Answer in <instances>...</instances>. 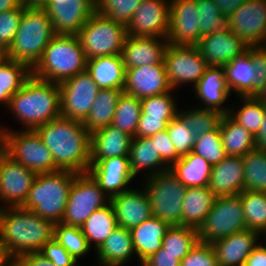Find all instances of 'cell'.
Returning a JSON list of instances; mask_svg holds the SVG:
<instances>
[{
	"label": "cell",
	"instance_id": "cell-1",
	"mask_svg": "<svg viewBox=\"0 0 266 266\" xmlns=\"http://www.w3.org/2000/svg\"><path fill=\"white\" fill-rule=\"evenodd\" d=\"M59 170L88 173L90 133L81 121L59 116L35 129Z\"/></svg>",
	"mask_w": 266,
	"mask_h": 266
},
{
	"label": "cell",
	"instance_id": "cell-2",
	"mask_svg": "<svg viewBox=\"0 0 266 266\" xmlns=\"http://www.w3.org/2000/svg\"><path fill=\"white\" fill-rule=\"evenodd\" d=\"M54 223L23 207L0 206V244L15 259L40 252L53 239Z\"/></svg>",
	"mask_w": 266,
	"mask_h": 266
},
{
	"label": "cell",
	"instance_id": "cell-3",
	"mask_svg": "<svg viewBox=\"0 0 266 266\" xmlns=\"http://www.w3.org/2000/svg\"><path fill=\"white\" fill-rule=\"evenodd\" d=\"M7 108L21 121L22 130H35L61 116L59 84L31 75L10 98Z\"/></svg>",
	"mask_w": 266,
	"mask_h": 266
},
{
	"label": "cell",
	"instance_id": "cell-4",
	"mask_svg": "<svg viewBox=\"0 0 266 266\" xmlns=\"http://www.w3.org/2000/svg\"><path fill=\"white\" fill-rule=\"evenodd\" d=\"M87 58L77 35L55 34L32 69L38 79L61 83L86 70Z\"/></svg>",
	"mask_w": 266,
	"mask_h": 266
},
{
	"label": "cell",
	"instance_id": "cell-5",
	"mask_svg": "<svg viewBox=\"0 0 266 266\" xmlns=\"http://www.w3.org/2000/svg\"><path fill=\"white\" fill-rule=\"evenodd\" d=\"M54 35L46 9L24 8L14 41L5 57L24 63L32 70Z\"/></svg>",
	"mask_w": 266,
	"mask_h": 266
},
{
	"label": "cell",
	"instance_id": "cell-6",
	"mask_svg": "<svg viewBox=\"0 0 266 266\" xmlns=\"http://www.w3.org/2000/svg\"><path fill=\"white\" fill-rule=\"evenodd\" d=\"M77 173L58 170L39 173L32 182L28 196L21 206L54 224L60 223L68 202V194Z\"/></svg>",
	"mask_w": 266,
	"mask_h": 266
},
{
	"label": "cell",
	"instance_id": "cell-7",
	"mask_svg": "<svg viewBox=\"0 0 266 266\" xmlns=\"http://www.w3.org/2000/svg\"><path fill=\"white\" fill-rule=\"evenodd\" d=\"M127 28L124 24L110 20L95 10L77 34L87 60L110 55H121Z\"/></svg>",
	"mask_w": 266,
	"mask_h": 266
},
{
	"label": "cell",
	"instance_id": "cell-8",
	"mask_svg": "<svg viewBox=\"0 0 266 266\" xmlns=\"http://www.w3.org/2000/svg\"><path fill=\"white\" fill-rule=\"evenodd\" d=\"M152 215L171 226H182L183 198L187 187L170 170L144 178Z\"/></svg>",
	"mask_w": 266,
	"mask_h": 266
},
{
	"label": "cell",
	"instance_id": "cell-9",
	"mask_svg": "<svg viewBox=\"0 0 266 266\" xmlns=\"http://www.w3.org/2000/svg\"><path fill=\"white\" fill-rule=\"evenodd\" d=\"M0 133L5 138L8 156L15 162L22 164L36 174L59 170L54 163L51 152L35 130L13 131L0 126Z\"/></svg>",
	"mask_w": 266,
	"mask_h": 266
},
{
	"label": "cell",
	"instance_id": "cell-10",
	"mask_svg": "<svg viewBox=\"0 0 266 266\" xmlns=\"http://www.w3.org/2000/svg\"><path fill=\"white\" fill-rule=\"evenodd\" d=\"M247 229L240 194L216 197L210 212L198 228V240L212 243Z\"/></svg>",
	"mask_w": 266,
	"mask_h": 266
},
{
	"label": "cell",
	"instance_id": "cell-11",
	"mask_svg": "<svg viewBox=\"0 0 266 266\" xmlns=\"http://www.w3.org/2000/svg\"><path fill=\"white\" fill-rule=\"evenodd\" d=\"M110 203V198L89 173L77 174L68 194L62 223L81 227L97 209Z\"/></svg>",
	"mask_w": 266,
	"mask_h": 266
},
{
	"label": "cell",
	"instance_id": "cell-12",
	"mask_svg": "<svg viewBox=\"0 0 266 266\" xmlns=\"http://www.w3.org/2000/svg\"><path fill=\"white\" fill-rule=\"evenodd\" d=\"M164 65L173 90L185 83L194 87L209 66L197 46L172 44L166 47Z\"/></svg>",
	"mask_w": 266,
	"mask_h": 266
},
{
	"label": "cell",
	"instance_id": "cell-13",
	"mask_svg": "<svg viewBox=\"0 0 266 266\" xmlns=\"http://www.w3.org/2000/svg\"><path fill=\"white\" fill-rule=\"evenodd\" d=\"M62 117L83 122L90 112L99 89L87 70L59 83Z\"/></svg>",
	"mask_w": 266,
	"mask_h": 266
},
{
	"label": "cell",
	"instance_id": "cell-14",
	"mask_svg": "<svg viewBox=\"0 0 266 266\" xmlns=\"http://www.w3.org/2000/svg\"><path fill=\"white\" fill-rule=\"evenodd\" d=\"M200 14L196 0H172L166 39L172 45L196 46L200 41Z\"/></svg>",
	"mask_w": 266,
	"mask_h": 266
},
{
	"label": "cell",
	"instance_id": "cell-15",
	"mask_svg": "<svg viewBox=\"0 0 266 266\" xmlns=\"http://www.w3.org/2000/svg\"><path fill=\"white\" fill-rule=\"evenodd\" d=\"M228 28L248 46H262L266 37V0H246L228 18Z\"/></svg>",
	"mask_w": 266,
	"mask_h": 266
},
{
	"label": "cell",
	"instance_id": "cell-16",
	"mask_svg": "<svg viewBox=\"0 0 266 266\" xmlns=\"http://www.w3.org/2000/svg\"><path fill=\"white\" fill-rule=\"evenodd\" d=\"M45 9L55 34L77 35L95 11V1L48 0Z\"/></svg>",
	"mask_w": 266,
	"mask_h": 266
},
{
	"label": "cell",
	"instance_id": "cell-17",
	"mask_svg": "<svg viewBox=\"0 0 266 266\" xmlns=\"http://www.w3.org/2000/svg\"><path fill=\"white\" fill-rule=\"evenodd\" d=\"M169 6L168 0H142L126 26L128 35L166 38Z\"/></svg>",
	"mask_w": 266,
	"mask_h": 266
},
{
	"label": "cell",
	"instance_id": "cell-18",
	"mask_svg": "<svg viewBox=\"0 0 266 266\" xmlns=\"http://www.w3.org/2000/svg\"><path fill=\"white\" fill-rule=\"evenodd\" d=\"M36 175L35 172L15 162L7 155L0 166V202L2 205L22 206Z\"/></svg>",
	"mask_w": 266,
	"mask_h": 266
},
{
	"label": "cell",
	"instance_id": "cell-19",
	"mask_svg": "<svg viewBox=\"0 0 266 266\" xmlns=\"http://www.w3.org/2000/svg\"><path fill=\"white\" fill-rule=\"evenodd\" d=\"M123 91L143 99L172 91L164 63L125 68Z\"/></svg>",
	"mask_w": 266,
	"mask_h": 266
},
{
	"label": "cell",
	"instance_id": "cell-20",
	"mask_svg": "<svg viewBox=\"0 0 266 266\" xmlns=\"http://www.w3.org/2000/svg\"><path fill=\"white\" fill-rule=\"evenodd\" d=\"M196 46L209 66H225L249 47L229 28L202 36Z\"/></svg>",
	"mask_w": 266,
	"mask_h": 266
},
{
	"label": "cell",
	"instance_id": "cell-21",
	"mask_svg": "<svg viewBox=\"0 0 266 266\" xmlns=\"http://www.w3.org/2000/svg\"><path fill=\"white\" fill-rule=\"evenodd\" d=\"M88 173L99 184L104 193L112 198L123 191L134 180L129 166V157H109L90 164Z\"/></svg>",
	"mask_w": 266,
	"mask_h": 266
},
{
	"label": "cell",
	"instance_id": "cell-22",
	"mask_svg": "<svg viewBox=\"0 0 266 266\" xmlns=\"http://www.w3.org/2000/svg\"><path fill=\"white\" fill-rule=\"evenodd\" d=\"M137 189L130 188L110 198L117 225L129 230L153 216L145 188Z\"/></svg>",
	"mask_w": 266,
	"mask_h": 266
},
{
	"label": "cell",
	"instance_id": "cell-23",
	"mask_svg": "<svg viewBox=\"0 0 266 266\" xmlns=\"http://www.w3.org/2000/svg\"><path fill=\"white\" fill-rule=\"evenodd\" d=\"M260 235L258 231L247 228L210 243L219 266H244L258 245Z\"/></svg>",
	"mask_w": 266,
	"mask_h": 266
},
{
	"label": "cell",
	"instance_id": "cell-24",
	"mask_svg": "<svg viewBox=\"0 0 266 266\" xmlns=\"http://www.w3.org/2000/svg\"><path fill=\"white\" fill-rule=\"evenodd\" d=\"M195 96L207 110L219 111L223 115L229 113L230 105H225L231 92L228 88L223 66H208L197 84L192 87ZM224 104V105H223ZM224 106V107H223Z\"/></svg>",
	"mask_w": 266,
	"mask_h": 266
},
{
	"label": "cell",
	"instance_id": "cell-25",
	"mask_svg": "<svg viewBox=\"0 0 266 266\" xmlns=\"http://www.w3.org/2000/svg\"><path fill=\"white\" fill-rule=\"evenodd\" d=\"M168 44L166 38L127 35L121 52L125 68L164 63Z\"/></svg>",
	"mask_w": 266,
	"mask_h": 266
},
{
	"label": "cell",
	"instance_id": "cell-26",
	"mask_svg": "<svg viewBox=\"0 0 266 266\" xmlns=\"http://www.w3.org/2000/svg\"><path fill=\"white\" fill-rule=\"evenodd\" d=\"M208 188L216 197L242 193L244 191L243 157L227 156L213 165Z\"/></svg>",
	"mask_w": 266,
	"mask_h": 266
},
{
	"label": "cell",
	"instance_id": "cell-27",
	"mask_svg": "<svg viewBox=\"0 0 266 266\" xmlns=\"http://www.w3.org/2000/svg\"><path fill=\"white\" fill-rule=\"evenodd\" d=\"M132 136L109 125L90 134V164L109 157H128Z\"/></svg>",
	"mask_w": 266,
	"mask_h": 266
},
{
	"label": "cell",
	"instance_id": "cell-28",
	"mask_svg": "<svg viewBox=\"0 0 266 266\" xmlns=\"http://www.w3.org/2000/svg\"><path fill=\"white\" fill-rule=\"evenodd\" d=\"M170 226L169 223L151 216L130 229L133 247L138 261H140V266L145 259L162 247L163 238Z\"/></svg>",
	"mask_w": 266,
	"mask_h": 266
},
{
	"label": "cell",
	"instance_id": "cell-29",
	"mask_svg": "<svg viewBox=\"0 0 266 266\" xmlns=\"http://www.w3.org/2000/svg\"><path fill=\"white\" fill-rule=\"evenodd\" d=\"M86 70L99 90L124 88L126 69L121 55L89 59Z\"/></svg>",
	"mask_w": 266,
	"mask_h": 266
},
{
	"label": "cell",
	"instance_id": "cell-30",
	"mask_svg": "<svg viewBox=\"0 0 266 266\" xmlns=\"http://www.w3.org/2000/svg\"><path fill=\"white\" fill-rule=\"evenodd\" d=\"M136 255L129 229L117 226L96 250L99 266H123Z\"/></svg>",
	"mask_w": 266,
	"mask_h": 266
},
{
	"label": "cell",
	"instance_id": "cell-31",
	"mask_svg": "<svg viewBox=\"0 0 266 266\" xmlns=\"http://www.w3.org/2000/svg\"><path fill=\"white\" fill-rule=\"evenodd\" d=\"M230 92L237 96H254L257 69L248 51L223 66Z\"/></svg>",
	"mask_w": 266,
	"mask_h": 266
},
{
	"label": "cell",
	"instance_id": "cell-32",
	"mask_svg": "<svg viewBox=\"0 0 266 266\" xmlns=\"http://www.w3.org/2000/svg\"><path fill=\"white\" fill-rule=\"evenodd\" d=\"M128 157L131 173L134 177L139 172L144 173L146 171L148 173L150 170L146 174L148 178L149 176L169 170V166L162 160L160 154L157 153L155 144L152 143L149 137H133Z\"/></svg>",
	"mask_w": 266,
	"mask_h": 266
},
{
	"label": "cell",
	"instance_id": "cell-33",
	"mask_svg": "<svg viewBox=\"0 0 266 266\" xmlns=\"http://www.w3.org/2000/svg\"><path fill=\"white\" fill-rule=\"evenodd\" d=\"M215 199V194L208 186L187 187L183 198L182 226L198 229L210 212Z\"/></svg>",
	"mask_w": 266,
	"mask_h": 266
},
{
	"label": "cell",
	"instance_id": "cell-34",
	"mask_svg": "<svg viewBox=\"0 0 266 266\" xmlns=\"http://www.w3.org/2000/svg\"><path fill=\"white\" fill-rule=\"evenodd\" d=\"M212 165L201 156L190 152L173 163L169 170L186 187H206L212 172Z\"/></svg>",
	"mask_w": 266,
	"mask_h": 266
},
{
	"label": "cell",
	"instance_id": "cell-35",
	"mask_svg": "<svg viewBox=\"0 0 266 266\" xmlns=\"http://www.w3.org/2000/svg\"><path fill=\"white\" fill-rule=\"evenodd\" d=\"M219 130L228 156H243L256 149V140L244 126L237 123L228 113L223 115Z\"/></svg>",
	"mask_w": 266,
	"mask_h": 266
},
{
	"label": "cell",
	"instance_id": "cell-36",
	"mask_svg": "<svg viewBox=\"0 0 266 266\" xmlns=\"http://www.w3.org/2000/svg\"><path fill=\"white\" fill-rule=\"evenodd\" d=\"M122 92L123 89L99 90L89 114L82 122L90 134L111 125Z\"/></svg>",
	"mask_w": 266,
	"mask_h": 266
},
{
	"label": "cell",
	"instance_id": "cell-37",
	"mask_svg": "<svg viewBox=\"0 0 266 266\" xmlns=\"http://www.w3.org/2000/svg\"><path fill=\"white\" fill-rule=\"evenodd\" d=\"M117 226L113 207L109 203L95 210L80 228L90 247L93 245L97 250Z\"/></svg>",
	"mask_w": 266,
	"mask_h": 266
},
{
	"label": "cell",
	"instance_id": "cell-38",
	"mask_svg": "<svg viewBox=\"0 0 266 266\" xmlns=\"http://www.w3.org/2000/svg\"><path fill=\"white\" fill-rule=\"evenodd\" d=\"M31 75L32 70L26 64L4 56L0 61V104L6 108Z\"/></svg>",
	"mask_w": 266,
	"mask_h": 266
},
{
	"label": "cell",
	"instance_id": "cell-39",
	"mask_svg": "<svg viewBox=\"0 0 266 266\" xmlns=\"http://www.w3.org/2000/svg\"><path fill=\"white\" fill-rule=\"evenodd\" d=\"M140 114L141 99L123 91L118 99L111 125L136 137Z\"/></svg>",
	"mask_w": 266,
	"mask_h": 266
},
{
	"label": "cell",
	"instance_id": "cell-40",
	"mask_svg": "<svg viewBox=\"0 0 266 266\" xmlns=\"http://www.w3.org/2000/svg\"><path fill=\"white\" fill-rule=\"evenodd\" d=\"M240 198L247 228L266 237V192L244 190Z\"/></svg>",
	"mask_w": 266,
	"mask_h": 266
},
{
	"label": "cell",
	"instance_id": "cell-41",
	"mask_svg": "<svg viewBox=\"0 0 266 266\" xmlns=\"http://www.w3.org/2000/svg\"><path fill=\"white\" fill-rule=\"evenodd\" d=\"M239 98H242L241 107L236 110L237 107L231 105L228 114L256 137L264 119L266 105L255 96H239Z\"/></svg>",
	"mask_w": 266,
	"mask_h": 266
},
{
	"label": "cell",
	"instance_id": "cell-42",
	"mask_svg": "<svg viewBox=\"0 0 266 266\" xmlns=\"http://www.w3.org/2000/svg\"><path fill=\"white\" fill-rule=\"evenodd\" d=\"M198 241V229L173 225L167 230L162 247L181 261Z\"/></svg>",
	"mask_w": 266,
	"mask_h": 266
},
{
	"label": "cell",
	"instance_id": "cell-43",
	"mask_svg": "<svg viewBox=\"0 0 266 266\" xmlns=\"http://www.w3.org/2000/svg\"><path fill=\"white\" fill-rule=\"evenodd\" d=\"M242 157L244 190L266 192V151L256 148Z\"/></svg>",
	"mask_w": 266,
	"mask_h": 266
},
{
	"label": "cell",
	"instance_id": "cell-44",
	"mask_svg": "<svg viewBox=\"0 0 266 266\" xmlns=\"http://www.w3.org/2000/svg\"><path fill=\"white\" fill-rule=\"evenodd\" d=\"M178 109L177 116L183 121L185 126L192 130L195 137L202 136L204 133L215 130L223 116L219 111L207 110L204 108H191L189 110Z\"/></svg>",
	"mask_w": 266,
	"mask_h": 266
},
{
	"label": "cell",
	"instance_id": "cell-45",
	"mask_svg": "<svg viewBox=\"0 0 266 266\" xmlns=\"http://www.w3.org/2000/svg\"><path fill=\"white\" fill-rule=\"evenodd\" d=\"M53 238L62 245L77 262L91 250L80 227L66 225L62 222L56 223L54 225Z\"/></svg>",
	"mask_w": 266,
	"mask_h": 266
},
{
	"label": "cell",
	"instance_id": "cell-46",
	"mask_svg": "<svg viewBox=\"0 0 266 266\" xmlns=\"http://www.w3.org/2000/svg\"><path fill=\"white\" fill-rule=\"evenodd\" d=\"M192 153L201 156L212 166L225 159L228 155L223 147L219 126L213 131L196 137Z\"/></svg>",
	"mask_w": 266,
	"mask_h": 266
},
{
	"label": "cell",
	"instance_id": "cell-47",
	"mask_svg": "<svg viewBox=\"0 0 266 266\" xmlns=\"http://www.w3.org/2000/svg\"><path fill=\"white\" fill-rule=\"evenodd\" d=\"M196 5L200 14V38L228 28V18L221 13L213 0H196Z\"/></svg>",
	"mask_w": 266,
	"mask_h": 266
},
{
	"label": "cell",
	"instance_id": "cell-48",
	"mask_svg": "<svg viewBox=\"0 0 266 266\" xmlns=\"http://www.w3.org/2000/svg\"><path fill=\"white\" fill-rule=\"evenodd\" d=\"M142 0H96L95 10L127 26Z\"/></svg>",
	"mask_w": 266,
	"mask_h": 266
},
{
	"label": "cell",
	"instance_id": "cell-49",
	"mask_svg": "<svg viewBox=\"0 0 266 266\" xmlns=\"http://www.w3.org/2000/svg\"><path fill=\"white\" fill-rule=\"evenodd\" d=\"M173 90L160 95L141 99L140 116H155L161 118H174L177 115V100Z\"/></svg>",
	"mask_w": 266,
	"mask_h": 266
},
{
	"label": "cell",
	"instance_id": "cell-50",
	"mask_svg": "<svg viewBox=\"0 0 266 266\" xmlns=\"http://www.w3.org/2000/svg\"><path fill=\"white\" fill-rule=\"evenodd\" d=\"M166 129L180 156L192 152L196 137L177 115L168 123Z\"/></svg>",
	"mask_w": 266,
	"mask_h": 266
},
{
	"label": "cell",
	"instance_id": "cell-51",
	"mask_svg": "<svg viewBox=\"0 0 266 266\" xmlns=\"http://www.w3.org/2000/svg\"><path fill=\"white\" fill-rule=\"evenodd\" d=\"M24 7L0 13V49L5 53L12 45L18 30Z\"/></svg>",
	"mask_w": 266,
	"mask_h": 266
},
{
	"label": "cell",
	"instance_id": "cell-52",
	"mask_svg": "<svg viewBox=\"0 0 266 266\" xmlns=\"http://www.w3.org/2000/svg\"><path fill=\"white\" fill-rule=\"evenodd\" d=\"M180 266H219L210 243L198 241L181 260Z\"/></svg>",
	"mask_w": 266,
	"mask_h": 266
},
{
	"label": "cell",
	"instance_id": "cell-53",
	"mask_svg": "<svg viewBox=\"0 0 266 266\" xmlns=\"http://www.w3.org/2000/svg\"><path fill=\"white\" fill-rule=\"evenodd\" d=\"M40 253L56 266H79L76 265L77 260L54 238L44 244Z\"/></svg>",
	"mask_w": 266,
	"mask_h": 266
},
{
	"label": "cell",
	"instance_id": "cell-54",
	"mask_svg": "<svg viewBox=\"0 0 266 266\" xmlns=\"http://www.w3.org/2000/svg\"><path fill=\"white\" fill-rule=\"evenodd\" d=\"M153 144H155L157 153L160 154L162 160L170 167L173 163L180 159V155L169 137L167 129L160 131L149 137Z\"/></svg>",
	"mask_w": 266,
	"mask_h": 266
},
{
	"label": "cell",
	"instance_id": "cell-55",
	"mask_svg": "<svg viewBox=\"0 0 266 266\" xmlns=\"http://www.w3.org/2000/svg\"><path fill=\"white\" fill-rule=\"evenodd\" d=\"M173 118H161L155 116H140L136 137H150L167 128Z\"/></svg>",
	"mask_w": 266,
	"mask_h": 266
},
{
	"label": "cell",
	"instance_id": "cell-56",
	"mask_svg": "<svg viewBox=\"0 0 266 266\" xmlns=\"http://www.w3.org/2000/svg\"><path fill=\"white\" fill-rule=\"evenodd\" d=\"M247 51L250 53L253 61V67H256L255 94L266 83V49L262 46H249Z\"/></svg>",
	"mask_w": 266,
	"mask_h": 266
},
{
	"label": "cell",
	"instance_id": "cell-57",
	"mask_svg": "<svg viewBox=\"0 0 266 266\" xmlns=\"http://www.w3.org/2000/svg\"><path fill=\"white\" fill-rule=\"evenodd\" d=\"M180 264L181 261L175 255L165 252V249L161 247L157 252L145 259L141 266H180Z\"/></svg>",
	"mask_w": 266,
	"mask_h": 266
},
{
	"label": "cell",
	"instance_id": "cell-58",
	"mask_svg": "<svg viewBox=\"0 0 266 266\" xmlns=\"http://www.w3.org/2000/svg\"><path fill=\"white\" fill-rule=\"evenodd\" d=\"M14 266H56L40 252H31L14 259Z\"/></svg>",
	"mask_w": 266,
	"mask_h": 266
},
{
	"label": "cell",
	"instance_id": "cell-59",
	"mask_svg": "<svg viewBox=\"0 0 266 266\" xmlns=\"http://www.w3.org/2000/svg\"><path fill=\"white\" fill-rule=\"evenodd\" d=\"M266 243V238H265ZM244 266H266V244H259L252 250Z\"/></svg>",
	"mask_w": 266,
	"mask_h": 266
},
{
	"label": "cell",
	"instance_id": "cell-60",
	"mask_svg": "<svg viewBox=\"0 0 266 266\" xmlns=\"http://www.w3.org/2000/svg\"><path fill=\"white\" fill-rule=\"evenodd\" d=\"M246 0H213L221 13L229 18Z\"/></svg>",
	"mask_w": 266,
	"mask_h": 266
},
{
	"label": "cell",
	"instance_id": "cell-61",
	"mask_svg": "<svg viewBox=\"0 0 266 266\" xmlns=\"http://www.w3.org/2000/svg\"><path fill=\"white\" fill-rule=\"evenodd\" d=\"M255 140H256V148L266 151V108L261 128L257 136L255 137Z\"/></svg>",
	"mask_w": 266,
	"mask_h": 266
},
{
	"label": "cell",
	"instance_id": "cell-62",
	"mask_svg": "<svg viewBox=\"0 0 266 266\" xmlns=\"http://www.w3.org/2000/svg\"><path fill=\"white\" fill-rule=\"evenodd\" d=\"M20 2L24 8L45 9L47 6L48 0H20Z\"/></svg>",
	"mask_w": 266,
	"mask_h": 266
},
{
	"label": "cell",
	"instance_id": "cell-63",
	"mask_svg": "<svg viewBox=\"0 0 266 266\" xmlns=\"http://www.w3.org/2000/svg\"><path fill=\"white\" fill-rule=\"evenodd\" d=\"M0 266H14V259L8 251L0 244Z\"/></svg>",
	"mask_w": 266,
	"mask_h": 266
},
{
	"label": "cell",
	"instance_id": "cell-64",
	"mask_svg": "<svg viewBox=\"0 0 266 266\" xmlns=\"http://www.w3.org/2000/svg\"><path fill=\"white\" fill-rule=\"evenodd\" d=\"M20 6V0H0V13L19 8Z\"/></svg>",
	"mask_w": 266,
	"mask_h": 266
},
{
	"label": "cell",
	"instance_id": "cell-65",
	"mask_svg": "<svg viewBox=\"0 0 266 266\" xmlns=\"http://www.w3.org/2000/svg\"><path fill=\"white\" fill-rule=\"evenodd\" d=\"M8 155V148L4 136L0 133V166Z\"/></svg>",
	"mask_w": 266,
	"mask_h": 266
},
{
	"label": "cell",
	"instance_id": "cell-66",
	"mask_svg": "<svg viewBox=\"0 0 266 266\" xmlns=\"http://www.w3.org/2000/svg\"><path fill=\"white\" fill-rule=\"evenodd\" d=\"M254 96L266 105V83L262 85Z\"/></svg>",
	"mask_w": 266,
	"mask_h": 266
},
{
	"label": "cell",
	"instance_id": "cell-67",
	"mask_svg": "<svg viewBox=\"0 0 266 266\" xmlns=\"http://www.w3.org/2000/svg\"><path fill=\"white\" fill-rule=\"evenodd\" d=\"M5 56V53L0 49V61Z\"/></svg>",
	"mask_w": 266,
	"mask_h": 266
}]
</instances>
